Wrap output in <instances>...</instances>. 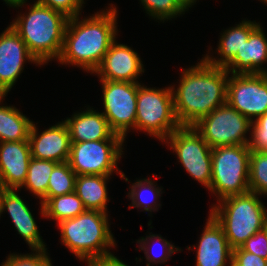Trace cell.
I'll list each match as a JSON object with an SVG mask.
<instances>
[{"mask_svg":"<svg viewBox=\"0 0 267 266\" xmlns=\"http://www.w3.org/2000/svg\"><path fill=\"white\" fill-rule=\"evenodd\" d=\"M228 74L224 67L212 66L204 59L182 72L177 91L172 86L174 111L181 126H193L227 103Z\"/></svg>","mask_w":267,"mask_h":266,"instance_id":"1","label":"cell"},{"mask_svg":"<svg viewBox=\"0 0 267 266\" xmlns=\"http://www.w3.org/2000/svg\"><path fill=\"white\" fill-rule=\"evenodd\" d=\"M89 18H69L60 57L61 64H71L94 73L117 34V10L113 6Z\"/></svg>","mask_w":267,"mask_h":266,"instance_id":"2","label":"cell"},{"mask_svg":"<svg viewBox=\"0 0 267 266\" xmlns=\"http://www.w3.org/2000/svg\"><path fill=\"white\" fill-rule=\"evenodd\" d=\"M68 17L35 2L28 14L18 15L10 25L25 42L29 53L42 65L61 55Z\"/></svg>","mask_w":267,"mask_h":266,"instance_id":"3","label":"cell"},{"mask_svg":"<svg viewBox=\"0 0 267 266\" xmlns=\"http://www.w3.org/2000/svg\"><path fill=\"white\" fill-rule=\"evenodd\" d=\"M62 243L79 260L94 262L113 255L107 247L115 246L109 229L108 214L86 209L78 216L58 223Z\"/></svg>","mask_w":267,"mask_h":266,"instance_id":"4","label":"cell"},{"mask_svg":"<svg viewBox=\"0 0 267 266\" xmlns=\"http://www.w3.org/2000/svg\"><path fill=\"white\" fill-rule=\"evenodd\" d=\"M258 196L248 191L223 198L218 206H212L210 215L223 228L232 249L267 226V210Z\"/></svg>","mask_w":267,"mask_h":266,"instance_id":"5","label":"cell"},{"mask_svg":"<svg viewBox=\"0 0 267 266\" xmlns=\"http://www.w3.org/2000/svg\"><path fill=\"white\" fill-rule=\"evenodd\" d=\"M249 145H227L212 149V177L210 191L218 201L249 190Z\"/></svg>","mask_w":267,"mask_h":266,"instance_id":"6","label":"cell"},{"mask_svg":"<svg viewBox=\"0 0 267 266\" xmlns=\"http://www.w3.org/2000/svg\"><path fill=\"white\" fill-rule=\"evenodd\" d=\"M180 126L174 111L172 87L147 88L138 83L135 129L164 141Z\"/></svg>","mask_w":267,"mask_h":266,"instance_id":"7","label":"cell"},{"mask_svg":"<svg viewBox=\"0 0 267 266\" xmlns=\"http://www.w3.org/2000/svg\"><path fill=\"white\" fill-rule=\"evenodd\" d=\"M251 123L225 103L199 119L193 127L213 149L227 145H249L251 139L245 135L251 129Z\"/></svg>","mask_w":267,"mask_h":266,"instance_id":"8","label":"cell"},{"mask_svg":"<svg viewBox=\"0 0 267 266\" xmlns=\"http://www.w3.org/2000/svg\"><path fill=\"white\" fill-rule=\"evenodd\" d=\"M123 142L124 140L71 142L68 163L77 176H110L116 171L122 179L128 181L125 174L118 172L117 168V161L123 152Z\"/></svg>","mask_w":267,"mask_h":266,"instance_id":"9","label":"cell"},{"mask_svg":"<svg viewBox=\"0 0 267 266\" xmlns=\"http://www.w3.org/2000/svg\"><path fill=\"white\" fill-rule=\"evenodd\" d=\"M165 141L175 151L179 162L184 166L189 175L210 189L212 148L194 127L180 126Z\"/></svg>","mask_w":267,"mask_h":266,"instance_id":"10","label":"cell"},{"mask_svg":"<svg viewBox=\"0 0 267 266\" xmlns=\"http://www.w3.org/2000/svg\"><path fill=\"white\" fill-rule=\"evenodd\" d=\"M103 115L110 129L125 139L129 128L135 129L138 83L100 80Z\"/></svg>","mask_w":267,"mask_h":266,"instance_id":"11","label":"cell"},{"mask_svg":"<svg viewBox=\"0 0 267 266\" xmlns=\"http://www.w3.org/2000/svg\"><path fill=\"white\" fill-rule=\"evenodd\" d=\"M227 103L251 122L267 112V73L233 74L227 83Z\"/></svg>","mask_w":267,"mask_h":266,"instance_id":"12","label":"cell"},{"mask_svg":"<svg viewBox=\"0 0 267 266\" xmlns=\"http://www.w3.org/2000/svg\"><path fill=\"white\" fill-rule=\"evenodd\" d=\"M26 60L40 65L19 34L12 26L7 27L0 35V96L7 95L13 87Z\"/></svg>","mask_w":267,"mask_h":266,"instance_id":"13","label":"cell"},{"mask_svg":"<svg viewBox=\"0 0 267 266\" xmlns=\"http://www.w3.org/2000/svg\"><path fill=\"white\" fill-rule=\"evenodd\" d=\"M138 53L124 44L114 41L94 73L100 80L133 82L144 72Z\"/></svg>","mask_w":267,"mask_h":266,"instance_id":"14","label":"cell"},{"mask_svg":"<svg viewBox=\"0 0 267 266\" xmlns=\"http://www.w3.org/2000/svg\"><path fill=\"white\" fill-rule=\"evenodd\" d=\"M37 131L35 124L32 123L28 138L31 157L58 163L69 160L71 139L64 121L51 126L40 135Z\"/></svg>","mask_w":267,"mask_h":266,"instance_id":"15","label":"cell"},{"mask_svg":"<svg viewBox=\"0 0 267 266\" xmlns=\"http://www.w3.org/2000/svg\"><path fill=\"white\" fill-rule=\"evenodd\" d=\"M31 158L29 140L0 142V188L20 190Z\"/></svg>","mask_w":267,"mask_h":266,"instance_id":"16","label":"cell"},{"mask_svg":"<svg viewBox=\"0 0 267 266\" xmlns=\"http://www.w3.org/2000/svg\"><path fill=\"white\" fill-rule=\"evenodd\" d=\"M15 191L16 189L0 188V216L5 210L9 212L18 234L23 237L31 250H47L32 212Z\"/></svg>","mask_w":267,"mask_h":266,"instance_id":"17","label":"cell"},{"mask_svg":"<svg viewBox=\"0 0 267 266\" xmlns=\"http://www.w3.org/2000/svg\"><path fill=\"white\" fill-rule=\"evenodd\" d=\"M197 249L196 266H226L232 260V248L229 246L223 228L209 214Z\"/></svg>","mask_w":267,"mask_h":266,"instance_id":"18","label":"cell"},{"mask_svg":"<svg viewBox=\"0 0 267 266\" xmlns=\"http://www.w3.org/2000/svg\"><path fill=\"white\" fill-rule=\"evenodd\" d=\"M64 122L68 127L71 142L125 140L110 129L103 113L96 112L93 108L76 113Z\"/></svg>","mask_w":267,"mask_h":266,"instance_id":"19","label":"cell"},{"mask_svg":"<svg viewBox=\"0 0 267 266\" xmlns=\"http://www.w3.org/2000/svg\"><path fill=\"white\" fill-rule=\"evenodd\" d=\"M267 38L260 24L250 33L236 56L224 67L231 74L267 73Z\"/></svg>","mask_w":267,"mask_h":266,"instance_id":"20","label":"cell"},{"mask_svg":"<svg viewBox=\"0 0 267 266\" xmlns=\"http://www.w3.org/2000/svg\"><path fill=\"white\" fill-rule=\"evenodd\" d=\"M259 24L252 21H242L236 27H231L223 32L220 36V42L218 45V54L221 58H212L206 55L203 59L212 66L225 67L237 54L238 50L241 49L244 42L248 39L250 33Z\"/></svg>","mask_w":267,"mask_h":266,"instance_id":"21","label":"cell"},{"mask_svg":"<svg viewBox=\"0 0 267 266\" xmlns=\"http://www.w3.org/2000/svg\"><path fill=\"white\" fill-rule=\"evenodd\" d=\"M110 176L78 175L75 181V193L86 209L107 213V183Z\"/></svg>","mask_w":267,"mask_h":266,"instance_id":"22","label":"cell"},{"mask_svg":"<svg viewBox=\"0 0 267 266\" xmlns=\"http://www.w3.org/2000/svg\"><path fill=\"white\" fill-rule=\"evenodd\" d=\"M32 123L15 107L0 106V142L28 140Z\"/></svg>","mask_w":267,"mask_h":266,"instance_id":"23","label":"cell"},{"mask_svg":"<svg viewBox=\"0 0 267 266\" xmlns=\"http://www.w3.org/2000/svg\"><path fill=\"white\" fill-rule=\"evenodd\" d=\"M85 210L82 200L75 192L49 198L43 205L41 204L42 216L52 218L57 223L74 218Z\"/></svg>","mask_w":267,"mask_h":266,"instance_id":"24","label":"cell"},{"mask_svg":"<svg viewBox=\"0 0 267 266\" xmlns=\"http://www.w3.org/2000/svg\"><path fill=\"white\" fill-rule=\"evenodd\" d=\"M58 162L31 158L24 184L27 190L41 199L45 198L50 174Z\"/></svg>","mask_w":267,"mask_h":266,"instance_id":"25","label":"cell"},{"mask_svg":"<svg viewBox=\"0 0 267 266\" xmlns=\"http://www.w3.org/2000/svg\"><path fill=\"white\" fill-rule=\"evenodd\" d=\"M76 177L68 161L58 163L50 174L47 194L41 204L43 205L49 198L75 192Z\"/></svg>","mask_w":267,"mask_h":266,"instance_id":"26","label":"cell"},{"mask_svg":"<svg viewBox=\"0 0 267 266\" xmlns=\"http://www.w3.org/2000/svg\"><path fill=\"white\" fill-rule=\"evenodd\" d=\"M160 192L161 189L159 187L156 188L154 181L152 182V180L145 178L136 181L131 186V190L128 193V196L132 200V207H143L145 211L152 212V210L155 211L157 209V206H160V204H156L157 198L160 197ZM150 196L153 197V199H155L156 201H153ZM151 201L152 204H150Z\"/></svg>","mask_w":267,"mask_h":266,"instance_id":"27","label":"cell"},{"mask_svg":"<svg viewBox=\"0 0 267 266\" xmlns=\"http://www.w3.org/2000/svg\"><path fill=\"white\" fill-rule=\"evenodd\" d=\"M249 190L260 196L267 195V152L251 151Z\"/></svg>","mask_w":267,"mask_h":266,"instance_id":"28","label":"cell"},{"mask_svg":"<svg viewBox=\"0 0 267 266\" xmlns=\"http://www.w3.org/2000/svg\"><path fill=\"white\" fill-rule=\"evenodd\" d=\"M146 9V13L157 18L158 20H166L181 15L185 10L178 0H140Z\"/></svg>","mask_w":267,"mask_h":266,"instance_id":"29","label":"cell"},{"mask_svg":"<svg viewBox=\"0 0 267 266\" xmlns=\"http://www.w3.org/2000/svg\"><path fill=\"white\" fill-rule=\"evenodd\" d=\"M152 239H156L159 241V243H160V244H158V245H160L159 248H161V249L165 248V250H162L163 251L162 254L154 253V255L156 254L155 256L153 255L154 257L151 256V254H150L151 252H149V251H152V249L150 250V248H153L150 244V241H152ZM137 243L140 244L139 245L140 249L143 250L144 254L146 255V260L149 262V263H147V266H150V263L159 264V263L167 262L169 257H171L174 252L179 250V248H177V247L175 248L174 245H172L167 240L163 239L161 236L154 235V234H152V235L150 234L149 236H146V238L141 237V239L138 240ZM148 244H150V245H148ZM148 246H151V247H148ZM174 249H176V250H174ZM157 255H159V256H157Z\"/></svg>","mask_w":267,"mask_h":266,"instance_id":"30","label":"cell"},{"mask_svg":"<svg viewBox=\"0 0 267 266\" xmlns=\"http://www.w3.org/2000/svg\"><path fill=\"white\" fill-rule=\"evenodd\" d=\"M32 254H10L1 266H52L46 250L35 249Z\"/></svg>","mask_w":267,"mask_h":266,"instance_id":"31","label":"cell"},{"mask_svg":"<svg viewBox=\"0 0 267 266\" xmlns=\"http://www.w3.org/2000/svg\"><path fill=\"white\" fill-rule=\"evenodd\" d=\"M251 151L267 152V112L251 123Z\"/></svg>","mask_w":267,"mask_h":266,"instance_id":"32","label":"cell"},{"mask_svg":"<svg viewBox=\"0 0 267 266\" xmlns=\"http://www.w3.org/2000/svg\"><path fill=\"white\" fill-rule=\"evenodd\" d=\"M244 251H247L257 256L267 258V226L254 235L249 237L241 246Z\"/></svg>","mask_w":267,"mask_h":266,"instance_id":"33","label":"cell"},{"mask_svg":"<svg viewBox=\"0 0 267 266\" xmlns=\"http://www.w3.org/2000/svg\"><path fill=\"white\" fill-rule=\"evenodd\" d=\"M36 2L62 12L68 18H72L80 15L84 0H38Z\"/></svg>","mask_w":267,"mask_h":266,"instance_id":"34","label":"cell"},{"mask_svg":"<svg viewBox=\"0 0 267 266\" xmlns=\"http://www.w3.org/2000/svg\"><path fill=\"white\" fill-rule=\"evenodd\" d=\"M229 266H267L266 259L244 251L241 247L232 249V260Z\"/></svg>","mask_w":267,"mask_h":266,"instance_id":"35","label":"cell"},{"mask_svg":"<svg viewBox=\"0 0 267 266\" xmlns=\"http://www.w3.org/2000/svg\"><path fill=\"white\" fill-rule=\"evenodd\" d=\"M88 266H128L116 256L111 255L103 259L96 260L88 264Z\"/></svg>","mask_w":267,"mask_h":266,"instance_id":"36","label":"cell"},{"mask_svg":"<svg viewBox=\"0 0 267 266\" xmlns=\"http://www.w3.org/2000/svg\"><path fill=\"white\" fill-rule=\"evenodd\" d=\"M7 5H10L11 7H20L26 3L25 0H4Z\"/></svg>","mask_w":267,"mask_h":266,"instance_id":"37","label":"cell"},{"mask_svg":"<svg viewBox=\"0 0 267 266\" xmlns=\"http://www.w3.org/2000/svg\"><path fill=\"white\" fill-rule=\"evenodd\" d=\"M178 2L186 10L188 9V7H191L192 5H194L193 3H195L196 0H178Z\"/></svg>","mask_w":267,"mask_h":266,"instance_id":"38","label":"cell"}]
</instances>
